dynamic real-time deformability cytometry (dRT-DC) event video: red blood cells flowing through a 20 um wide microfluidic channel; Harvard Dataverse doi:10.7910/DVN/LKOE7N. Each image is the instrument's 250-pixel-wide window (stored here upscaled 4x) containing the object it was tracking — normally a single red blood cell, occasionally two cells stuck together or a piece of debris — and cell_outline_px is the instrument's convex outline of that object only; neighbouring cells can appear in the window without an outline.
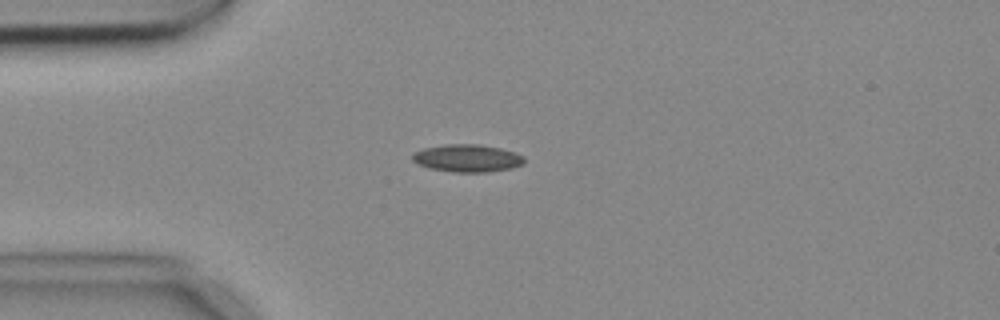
{"species": "common noctule bat (a hibernating species)", "species_latin": "Nyctalus noctula", "temperature_condition": "cold", "stored_images_in_passage": 5, "camera_frame_rate_fps": 3000, "um_per_image_px": 0.085, "animal": {"sex": "female", "body_mass_g": 18.4}, "frame": {"image": 1, "passage_image": 2, "time_ms": 0.333, "image_size_px": [1000, 320], "cell_outline_px": [[524, 164], [512, 168], [488, 172], [452, 172], [428, 168], [416, 164], [412, 160], [412, 156], [416, 152], [424, 148], [444, 144], [480, 144], [500, 148], [516, 152], [524, 156]], "centroid_in_image_um": [39.73, 13.45], "position_along_channel_um": 45.3, "area_um2": 18.15}}
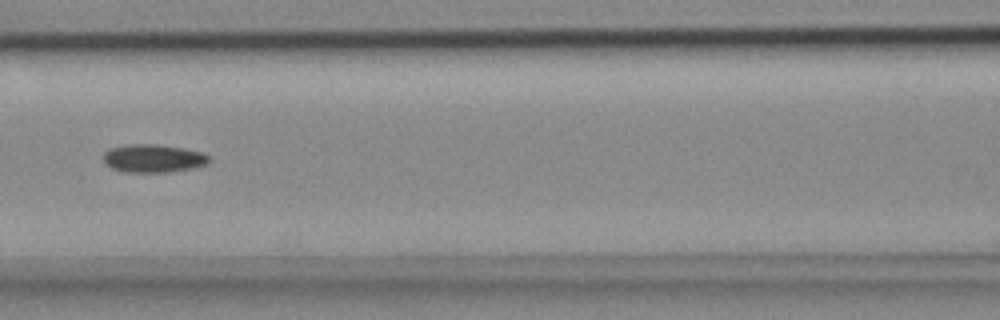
{"frame": {"image": 2, "passage_image": 5, "time_ms": 1.333, "image_size_px": [1000, 320], "cell_outline_px": [[212, 160], [208, 164], [192, 168], [168, 172], [124, 172], [112, 168], [104, 160], [104, 152], [108, 148], [124, 144], [156, 144], [184, 148], [200, 152], [208, 156]], "centroid_in_image_um": [13.03, 13.45], "position_along_channel_um": 153.6, "area_um2": 17.4}}